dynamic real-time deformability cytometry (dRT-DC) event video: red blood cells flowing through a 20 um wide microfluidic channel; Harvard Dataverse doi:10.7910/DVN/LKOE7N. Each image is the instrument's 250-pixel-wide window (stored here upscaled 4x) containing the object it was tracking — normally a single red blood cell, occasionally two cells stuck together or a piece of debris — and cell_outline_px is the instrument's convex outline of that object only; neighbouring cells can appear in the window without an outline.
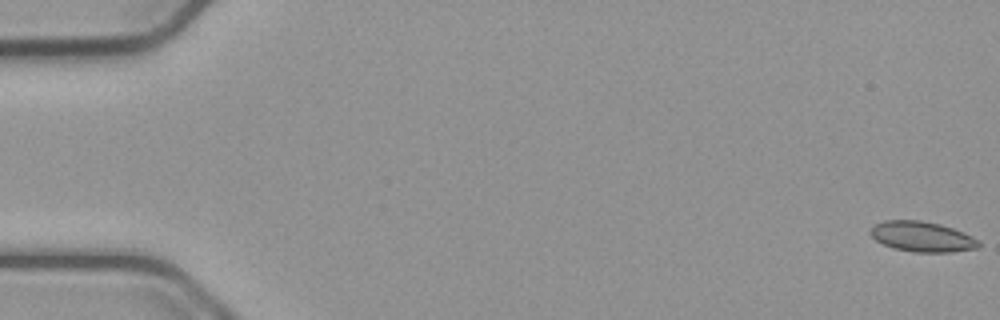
{"species": "common noctule bat (a hibernating species)", "species_latin": "Nyctalus noctula", "temperature_condition": "cold", "stored_images_in_passage": 56, "camera_frame_rate_fps": 3000, "um_per_image_px": 0.085, "animal": {"sex": "male", "body_mass_g": 23.1, "forearm_length_mm": 52.7}, "frame": {"image": 1, "passage_image": 1, "time_ms": 0.0, "image_size_px": [1000, 320], "cell_outline_px": [[980, 244], [976, 248], [952, 252], [912, 252], [892, 248], [876, 240], [868, 232], [876, 224], [884, 220], [920, 220], [940, 224], [964, 232], [972, 236]], "centroid_in_image_um": [78.35, 20.11], "position_along_channel_um": 6.6, "area_um2": 19.02}}
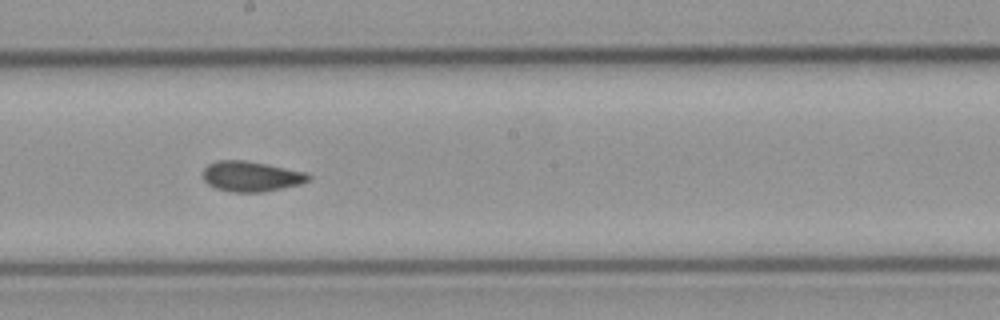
{"frame": {"image": 2, "passage_image": 31, "time_ms": 10.0, "image_size_px": [1000, 320], "cell_outline_px": [[312, 176], [308, 180], [300, 184], [264, 192], [232, 192], [216, 188], [208, 184], [204, 180], [204, 168], [208, 164], [216, 160], [244, 160], [268, 164], [308, 172]], "centroid_in_image_um": [21.37, 14.98], "position_along_channel_um": 226.8, "area_um2": 18.73}}
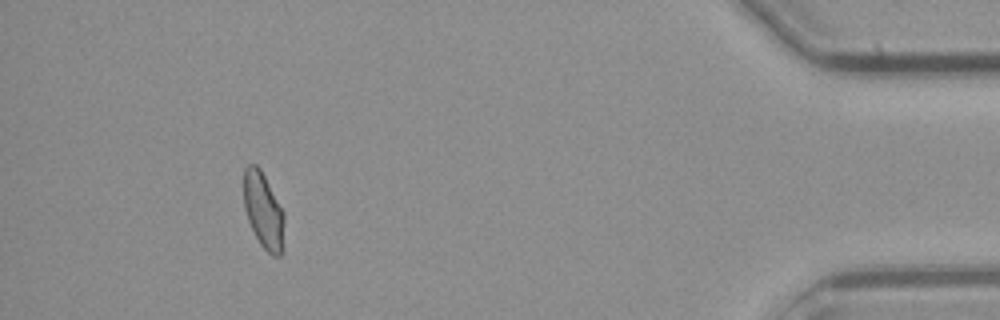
{"frame": {"image": 3, "passage_image": 51, "time_ms": 16.667, "image_size_px": [1000, 320], "cell_outline_px": [[284, 220], [280, 256], [272, 256], [260, 244], [248, 220], [244, 208], [244, 168], [248, 164], [256, 164], [260, 168], [284, 212]], "centroid_in_image_um": [22.37, 17.86], "position_along_channel_um": 412.8, "area_um2": 17.63}, "authors_computed_cell_mechanics": {"area_um2": 18.5538, "velocity_mm_per_s": 3.7636, "shape_relaxation_time_tau1_ms": null, "shape_relaxation_time_tau2_ms": 1.125, "deformation_change_tau1": null, "deformation_change_tau2": 0.0741}}